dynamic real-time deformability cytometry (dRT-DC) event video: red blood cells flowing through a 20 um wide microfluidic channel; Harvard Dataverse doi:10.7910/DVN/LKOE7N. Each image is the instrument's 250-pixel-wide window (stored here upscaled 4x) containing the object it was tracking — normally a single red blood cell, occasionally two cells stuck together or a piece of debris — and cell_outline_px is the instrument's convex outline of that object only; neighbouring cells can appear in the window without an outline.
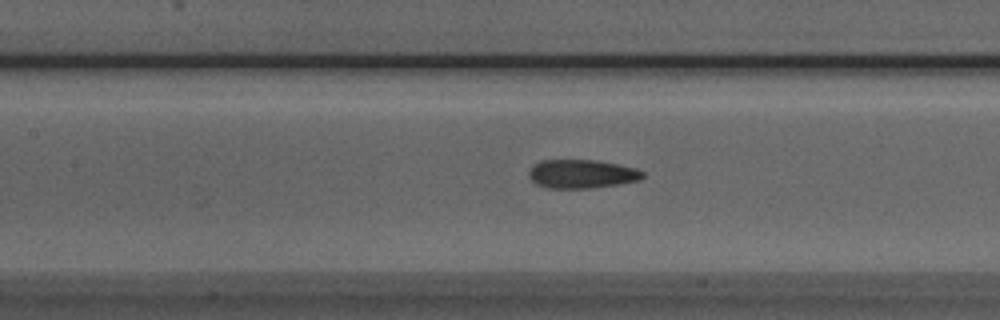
{"species": "Egyptian fruit bat (a non-hibernating species)", "species_latin": "Rousettus aegyptiacus", "temperature_condition": "room temperature", "stored_images_in_passage": 32, "camera_frame_rate_fps": 3000, "um_per_image_px": 0.085, "animal": {"sex": "male"}, "frame": {"image": 1, "passage_image": 14, "time_ms": 4.333, "image_size_px": [1000, 320], "cell_outline_px": [[644, 176], [640, 180], [620, 184], [592, 188], [548, 188], [536, 184], [528, 176], [528, 168], [532, 164], [540, 160], [596, 160], [636, 168], [644, 172]], "centroid_in_image_um": [49.41, 14.78], "position_along_channel_um": 158.0, "area_um2": 19.25}}
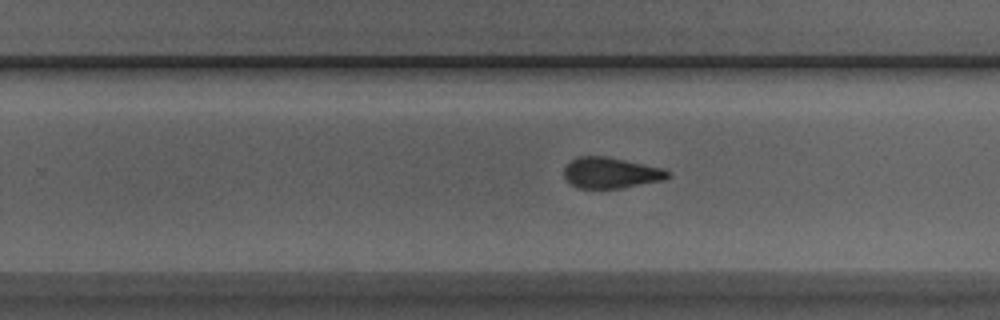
{"frame": {"image": 2, "passage_image": 23, "time_ms": 7.333, "image_size_px": [1000, 320], "cell_outline_px": [[672, 176], [664, 180], [620, 188], [576, 188], [568, 184], [564, 176], [564, 168], [576, 156], [608, 156], [664, 168]], "centroid_in_image_um": [51.91, 14.69], "position_along_channel_um": 277.9, "area_um2": 18.9}}
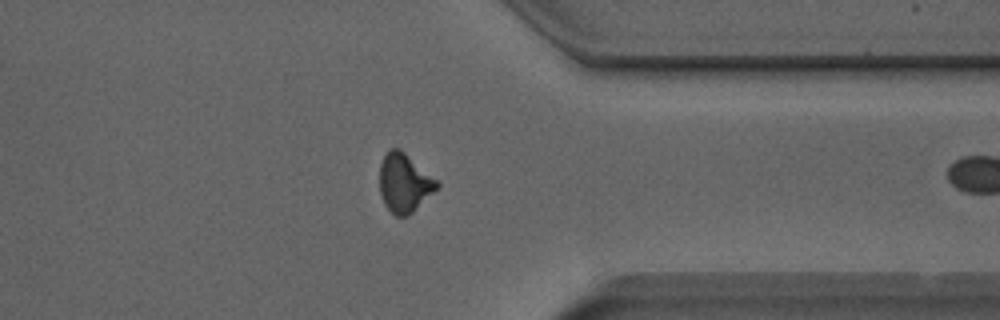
{"frame": {"image": 3, "passage_image": 31, "time_ms": 10.0, "image_size_px": [1000, 320], "cell_outline_px": [[440, 184], [408, 216], [396, 216], [384, 204], [380, 192], [380, 164], [388, 148], [400, 148], [436, 180]], "centroid_in_image_um": [34.32, 15.52], "position_along_channel_um": 377.1, "area_um2": 19.13}}